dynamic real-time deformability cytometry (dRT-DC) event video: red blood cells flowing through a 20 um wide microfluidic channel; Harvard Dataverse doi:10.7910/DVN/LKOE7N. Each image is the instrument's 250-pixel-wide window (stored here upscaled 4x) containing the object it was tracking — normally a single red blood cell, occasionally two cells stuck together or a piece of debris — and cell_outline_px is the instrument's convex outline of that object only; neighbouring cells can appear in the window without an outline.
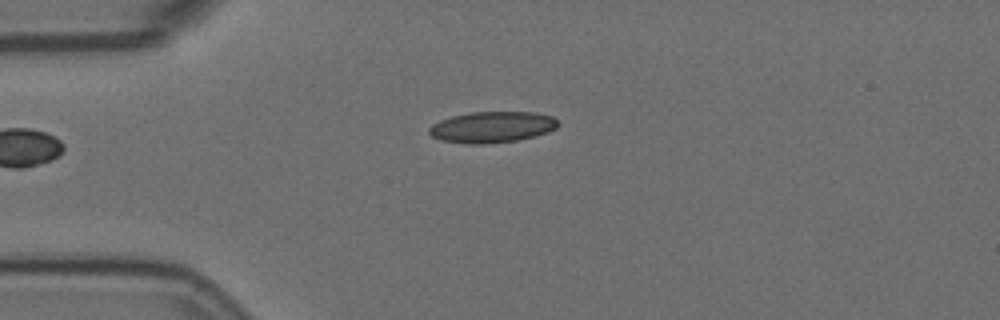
{"species": "Egyptian fruit bat (a non-hibernating species)", "species_latin": "Rousettus aegyptiacus", "temperature_condition": "room temperature", "stored_images_in_passage": 4, "camera_frame_rate_fps": 3000, "um_per_image_px": 0.085, "animal": {"sex": "female"}, "frame": {"image": 1, "passage_image": 4, "time_ms": 1.0, "image_size_px": [1000, 320], "cell_outline_px": [[560, 124], [556, 128], [548, 132], [516, 140], [488, 144], [464, 144], [440, 140], [432, 136], [428, 132], [428, 128], [432, 124], [440, 120], [452, 116], [472, 112], [536, 112], [552, 116]], "centroid_in_image_um": [41.8, 10.8], "position_along_channel_um": 43.2, "area_um2": 23.47}}